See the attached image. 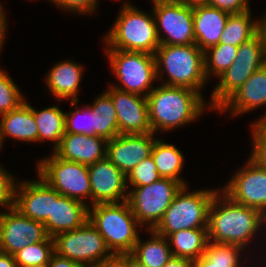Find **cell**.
Segmentation results:
<instances>
[{
    "label": "cell",
    "mask_w": 266,
    "mask_h": 267,
    "mask_svg": "<svg viewBox=\"0 0 266 267\" xmlns=\"http://www.w3.org/2000/svg\"><path fill=\"white\" fill-rule=\"evenodd\" d=\"M265 224L266 216L259 210L236 203L219 190L209 208L208 238L244 248Z\"/></svg>",
    "instance_id": "obj_1"
},
{
    "label": "cell",
    "mask_w": 266,
    "mask_h": 267,
    "mask_svg": "<svg viewBox=\"0 0 266 267\" xmlns=\"http://www.w3.org/2000/svg\"><path fill=\"white\" fill-rule=\"evenodd\" d=\"M204 100L198 91L187 87L156 86L147 95L152 132H168L193 122L209 107Z\"/></svg>",
    "instance_id": "obj_2"
},
{
    "label": "cell",
    "mask_w": 266,
    "mask_h": 267,
    "mask_svg": "<svg viewBox=\"0 0 266 267\" xmlns=\"http://www.w3.org/2000/svg\"><path fill=\"white\" fill-rule=\"evenodd\" d=\"M154 57L157 79L162 80L163 72H166L169 77L163 85L187 87L202 94L200 90L208 80L204 71V51L195 43L189 45L160 44Z\"/></svg>",
    "instance_id": "obj_3"
},
{
    "label": "cell",
    "mask_w": 266,
    "mask_h": 267,
    "mask_svg": "<svg viewBox=\"0 0 266 267\" xmlns=\"http://www.w3.org/2000/svg\"><path fill=\"white\" fill-rule=\"evenodd\" d=\"M106 49L136 51L155 54L160 46L153 12L140 11L124 2L110 31L104 36Z\"/></svg>",
    "instance_id": "obj_4"
},
{
    "label": "cell",
    "mask_w": 266,
    "mask_h": 267,
    "mask_svg": "<svg viewBox=\"0 0 266 267\" xmlns=\"http://www.w3.org/2000/svg\"><path fill=\"white\" fill-rule=\"evenodd\" d=\"M91 206V208H90ZM88 220L104 238L111 253H131L142 227L132 213L127 201L90 205Z\"/></svg>",
    "instance_id": "obj_5"
},
{
    "label": "cell",
    "mask_w": 266,
    "mask_h": 267,
    "mask_svg": "<svg viewBox=\"0 0 266 267\" xmlns=\"http://www.w3.org/2000/svg\"><path fill=\"white\" fill-rule=\"evenodd\" d=\"M183 186L175 195L162 220L153 229L157 234L168 237L183 229L208 228L209 208L219 189H202L186 192Z\"/></svg>",
    "instance_id": "obj_6"
},
{
    "label": "cell",
    "mask_w": 266,
    "mask_h": 267,
    "mask_svg": "<svg viewBox=\"0 0 266 267\" xmlns=\"http://www.w3.org/2000/svg\"><path fill=\"white\" fill-rule=\"evenodd\" d=\"M266 64V41L258 33L238 47L235 61L218 78L210 95L209 108L217 110L243 83Z\"/></svg>",
    "instance_id": "obj_7"
},
{
    "label": "cell",
    "mask_w": 266,
    "mask_h": 267,
    "mask_svg": "<svg viewBox=\"0 0 266 267\" xmlns=\"http://www.w3.org/2000/svg\"><path fill=\"white\" fill-rule=\"evenodd\" d=\"M105 53H107L112 72L121 82L120 86H111L147 97L154 88L152 83L157 79L154 55L119 49H106Z\"/></svg>",
    "instance_id": "obj_8"
},
{
    "label": "cell",
    "mask_w": 266,
    "mask_h": 267,
    "mask_svg": "<svg viewBox=\"0 0 266 267\" xmlns=\"http://www.w3.org/2000/svg\"><path fill=\"white\" fill-rule=\"evenodd\" d=\"M37 167V178H42L60 195L83 203L85 198L91 199L88 165L64 160L53 152L51 157L39 160Z\"/></svg>",
    "instance_id": "obj_9"
},
{
    "label": "cell",
    "mask_w": 266,
    "mask_h": 267,
    "mask_svg": "<svg viewBox=\"0 0 266 267\" xmlns=\"http://www.w3.org/2000/svg\"><path fill=\"white\" fill-rule=\"evenodd\" d=\"M183 185L171 178H160L150 185L131 187L127 202L140 225L153 230L162 220Z\"/></svg>",
    "instance_id": "obj_10"
},
{
    "label": "cell",
    "mask_w": 266,
    "mask_h": 267,
    "mask_svg": "<svg viewBox=\"0 0 266 267\" xmlns=\"http://www.w3.org/2000/svg\"><path fill=\"white\" fill-rule=\"evenodd\" d=\"M53 239L55 253L84 267H92L112 254L89 220L80 228L59 233Z\"/></svg>",
    "instance_id": "obj_11"
},
{
    "label": "cell",
    "mask_w": 266,
    "mask_h": 267,
    "mask_svg": "<svg viewBox=\"0 0 266 267\" xmlns=\"http://www.w3.org/2000/svg\"><path fill=\"white\" fill-rule=\"evenodd\" d=\"M152 6L160 44L189 45L195 43L192 7L175 0L155 1ZM160 31H163L165 35H162Z\"/></svg>",
    "instance_id": "obj_12"
},
{
    "label": "cell",
    "mask_w": 266,
    "mask_h": 267,
    "mask_svg": "<svg viewBox=\"0 0 266 267\" xmlns=\"http://www.w3.org/2000/svg\"><path fill=\"white\" fill-rule=\"evenodd\" d=\"M0 212V251L14 255L30 243L44 241L48 234L39 221L24 216L14 206Z\"/></svg>",
    "instance_id": "obj_13"
},
{
    "label": "cell",
    "mask_w": 266,
    "mask_h": 267,
    "mask_svg": "<svg viewBox=\"0 0 266 267\" xmlns=\"http://www.w3.org/2000/svg\"><path fill=\"white\" fill-rule=\"evenodd\" d=\"M231 200L259 210L266 216V169L249 159L221 190Z\"/></svg>",
    "instance_id": "obj_14"
},
{
    "label": "cell",
    "mask_w": 266,
    "mask_h": 267,
    "mask_svg": "<svg viewBox=\"0 0 266 267\" xmlns=\"http://www.w3.org/2000/svg\"><path fill=\"white\" fill-rule=\"evenodd\" d=\"M106 92L116 110L120 134L151 133L147 97L119 90L110 85Z\"/></svg>",
    "instance_id": "obj_15"
},
{
    "label": "cell",
    "mask_w": 266,
    "mask_h": 267,
    "mask_svg": "<svg viewBox=\"0 0 266 267\" xmlns=\"http://www.w3.org/2000/svg\"><path fill=\"white\" fill-rule=\"evenodd\" d=\"M88 169L92 205L127 201L126 192L129 189H127L126 176L107 157L88 165Z\"/></svg>",
    "instance_id": "obj_16"
},
{
    "label": "cell",
    "mask_w": 266,
    "mask_h": 267,
    "mask_svg": "<svg viewBox=\"0 0 266 267\" xmlns=\"http://www.w3.org/2000/svg\"><path fill=\"white\" fill-rule=\"evenodd\" d=\"M18 184L14 207L24 216L41 223L52 218L53 200L61 195L40 177L36 181L24 180Z\"/></svg>",
    "instance_id": "obj_17"
},
{
    "label": "cell",
    "mask_w": 266,
    "mask_h": 267,
    "mask_svg": "<svg viewBox=\"0 0 266 267\" xmlns=\"http://www.w3.org/2000/svg\"><path fill=\"white\" fill-rule=\"evenodd\" d=\"M154 133L120 134L107 140L106 157L127 176L141 160L151 156Z\"/></svg>",
    "instance_id": "obj_18"
},
{
    "label": "cell",
    "mask_w": 266,
    "mask_h": 267,
    "mask_svg": "<svg viewBox=\"0 0 266 267\" xmlns=\"http://www.w3.org/2000/svg\"><path fill=\"white\" fill-rule=\"evenodd\" d=\"M54 153L64 160L90 165L106 157L107 140L97 135L64 133Z\"/></svg>",
    "instance_id": "obj_19"
},
{
    "label": "cell",
    "mask_w": 266,
    "mask_h": 267,
    "mask_svg": "<svg viewBox=\"0 0 266 267\" xmlns=\"http://www.w3.org/2000/svg\"><path fill=\"white\" fill-rule=\"evenodd\" d=\"M264 105L266 106V64L256 70L217 111L222 113L230 110L234 117Z\"/></svg>",
    "instance_id": "obj_20"
},
{
    "label": "cell",
    "mask_w": 266,
    "mask_h": 267,
    "mask_svg": "<svg viewBox=\"0 0 266 267\" xmlns=\"http://www.w3.org/2000/svg\"><path fill=\"white\" fill-rule=\"evenodd\" d=\"M87 203L60 196L53 200L52 218H48L43 224L49 237L80 228L88 220Z\"/></svg>",
    "instance_id": "obj_21"
},
{
    "label": "cell",
    "mask_w": 266,
    "mask_h": 267,
    "mask_svg": "<svg viewBox=\"0 0 266 267\" xmlns=\"http://www.w3.org/2000/svg\"><path fill=\"white\" fill-rule=\"evenodd\" d=\"M229 15L208 5L193 8L195 44L202 51L219 43Z\"/></svg>",
    "instance_id": "obj_22"
},
{
    "label": "cell",
    "mask_w": 266,
    "mask_h": 267,
    "mask_svg": "<svg viewBox=\"0 0 266 267\" xmlns=\"http://www.w3.org/2000/svg\"><path fill=\"white\" fill-rule=\"evenodd\" d=\"M83 67L76 62L60 61L48 72L46 85L49 91L60 102L66 99L79 101L77 94L83 76Z\"/></svg>",
    "instance_id": "obj_23"
},
{
    "label": "cell",
    "mask_w": 266,
    "mask_h": 267,
    "mask_svg": "<svg viewBox=\"0 0 266 267\" xmlns=\"http://www.w3.org/2000/svg\"><path fill=\"white\" fill-rule=\"evenodd\" d=\"M0 137L2 144L7 136L18 141L38 142V128L31 105L24 101L19 107L0 115Z\"/></svg>",
    "instance_id": "obj_24"
},
{
    "label": "cell",
    "mask_w": 266,
    "mask_h": 267,
    "mask_svg": "<svg viewBox=\"0 0 266 267\" xmlns=\"http://www.w3.org/2000/svg\"><path fill=\"white\" fill-rule=\"evenodd\" d=\"M167 239L173 256L193 261L207 248L208 228L183 229L170 234Z\"/></svg>",
    "instance_id": "obj_25"
},
{
    "label": "cell",
    "mask_w": 266,
    "mask_h": 267,
    "mask_svg": "<svg viewBox=\"0 0 266 267\" xmlns=\"http://www.w3.org/2000/svg\"><path fill=\"white\" fill-rule=\"evenodd\" d=\"M147 231L151 238L143 242L139 237L130 254L145 267H164L173 256L167 237L154 230Z\"/></svg>",
    "instance_id": "obj_26"
},
{
    "label": "cell",
    "mask_w": 266,
    "mask_h": 267,
    "mask_svg": "<svg viewBox=\"0 0 266 267\" xmlns=\"http://www.w3.org/2000/svg\"><path fill=\"white\" fill-rule=\"evenodd\" d=\"M151 156L162 178H171L187 186V183L179 176L184 164V155L177 147L156 138Z\"/></svg>",
    "instance_id": "obj_27"
},
{
    "label": "cell",
    "mask_w": 266,
    "mask_h": 267,
    "mask_svg": "<svg viewBox=\"0 0 266 267\" xmlns=\"http://www.w3.org/2000/svg\"><path fill=\"white\" fill-rule=\"evenodd\" d=\"M38 128V143L44 140L54 142V150L59 146L65 133V113L58 106L36 110L31 106Z\"/></svg>",
    "instance_id": "obj_28"
},
{
    "label": "cell",
    "mask_w": 266,
    "mask_h": 267,
    "mask_svg": "<svg viewBox=\"0 0 266 267\" xmlns=\"http://www.w3.org/2000/svg\"><path fill=\"white\" fill-rule=\"evenodd\" d=\"M250 10L241 14H230L219 43L239 47L259 33L258 21L253 20Z\"/></svg>",
    "instance_id": "obj_29"
},
{
    "label": "cell",
    "mask_w": 266,
    "mask_h": 267,
    "mask_svg": "<svg viewBox=\"0 0 266 267\" xmlns=\"http://www.w3.org/2000/svg\"><path fill=\"white\" fill-rule=\"evenodd\" d=\"M238 47L218 43L204 51V71L207 80L212 75L218 77L235 61Z\"/></svg>",
    "instance_id": "obj_30"
},
{
    "label": "cell",
    "mask_w": 266,
    "mask_h": 267,
    "mask_svg": "<svg viewBox=\"0 0 266 267\" xmlns=\"http://www.w3.org/2000/svg\"><path fill=\"white\" fill-rule=\"evenodd\" d=\"M54 250L53 237H47L39 243H30L15 253L14 259L17 267H24L37 264H48Z\"/></svg>",
    "instance_id": "obj_31"
},
{
    "label": "cell",
    "mask_w": 266,
    "mask_h": 267,
    "mask_svg": "<svg viewBox=\"0 0 266 267\" xmlns=\"http://www.w3.org/2000/svg\"><path fill=\"white\" fill-rule=\"evenodd\" d=\"M77 103L78 101H71L70 104L76 111L65 113V133L96 135V113L87 105L82 110L79 109Z\"/></svg>",
    "instance_id": "obj_32"
},
{
    "label": "cell",
    "mask_w": 266,
    "mask_h": 267,
    "mask_svg": "<svg viewBox=\"0 0 266 267\" xmlns=\"http://www.w3.org/2000/svg\"><path fill=\"white\" fill-rule=\"evenodd\" d=\"M244 250L238 245L209 241L204 255L213 262L214 267H239L240 253Z\"/></svg>",
    "instance_id": "obj_33"
},
{
    "label": "cell",
    "mask_w": 266,
    "mask_h": 267,
    "mask_svg": "<svg viewBox=\"0 0 266 267\" xmlns=\"http://www.w3.org/2000/svg\"><path fill=\"white\" fill-rule=\"evenodd\" d=\"M25 98L13 82L12 78L4 70H0V115L6 114L19 107Z\"/></svg>",
    "instance_id": "obj_34"
},
{
    "label": "cell",
    "mask_w": 266,
    "mask_h": 267,
    "mask_svg": "<svg viewBox=\"0 0 266 267\" xmlns=\"http://www.w3.org/2000/svg\"><path fill=\"white\" fill-rule=\"evenodd\" d=\"M161 176L158 173L152 156L141 160L134 169L126 176V184L132 187L146 186L159 180Z\"/></svg>",
    "instance_id": "obj_35"
},
{
    "label": "cell",
    "mask_w": 266,
    "mask_h": 267,
    "mask_svg": "<svg viewBox=\"0 0 266 267\" xmlns=\"http://www.w3.org/2000/svg\"><path fill=\"white\" fill-rule=\"evenodd\" d=\"M252 151L248 158L257 167L266 169V123H252Z\"/></svg>",
    "instance_id": "obj_36"
},
{
    "label": "cell",
    "mask_w": 266,
    "mask_h": 267,
    "mask_svg": "<svg viewBox=\"0 0 266 267\" xmlns=\"http://www.w3.org/2000/svg\"><path fill=\"white\" fill-rule=\"evenodd\" d=\"M6 169L0 167V207L5 206L6 210L12 208L15 203L16 182Z\"/></svg>",
    "instance_id": "obj_37"
},
{
    "label": "cell",
    "mask_w": 266,
    "mask_h": 267,
    "mask_svg": "<svg viewBox=\"0 0 266 267\" xmlns=\"http://www.w3.org/2000/svg\"><path fill=\"white\" fill-rule=\"evenodd\" d=\"M50 2L54 3L57 8L65 9V11L76 12L82 15L92 14L95 12L98 5V0H51Z\"/></svg>",
    "instance_id": "obj_38"
},
{
    "label": "cell",
    "mask_w": 266,
    "mask_h": 267,
    "mask_svg": "<svg viewBox=\"0 0 266 267\" xmlns=\"http://www.w3.org/2000/svg\"><path fill=\"white\" fill-rule=\"evenodd\" d=\"M96 135L111 140L120 135L117 118H105L96 114Z\"/></svg>",
    "instance_id": "obj_39"
},
{
    "label": "cell",
    "mask_w": 266,
    "mask_h": 267,
    "mask_svg": "<svg viewBox=\"0 0 266 267\" xmlns=\"http://www.w3.org/2000/svg\"><path fill=\"white\" fill-rule=\"evenodd\" d=\"M93 113L105 118H117L116 110L111 100V96L105 91L96 97L92 105H89Z\"/></svg>",
    "instance_id": "obj_40"
},
{
    "label": "cell",
    "mask_w": 266,
    "mask_h": 267,
    "mask_svg": "<svg viewBox=\"0 0 266 267\" xmlns=\"http://www.w3.org/2000/svg\"><path fill=\"white\" fill-rule=\"evenodd\" d=\"M249 0H207V5L230 14H241L250 10Z\"/></svg>",
    "instance_id": "obj_41"
},
{
    "label": "cell",
    "mask_w": 266,
    "mask_h": 267,
    "mask_svg": "<svg viewBox=\"0 0 266 267\" xmlns=\"http://www.w3.org/2000/svg\"><path fill=\"white\" fill-rule=\"evenodd\" d=\"M92 267H126V254L112 253Z\"/></svg>",
    "instance_id": "obj_42"
},
{
    "label": "cell",
    "mask_w": 266,
    "mask_h": 267,
    "mask_svg": "<svg viewBox=\"0 0 266 267\" xmlns=\"http://www.w3.org/2000/svg\"><path fill=\"white\" fill-rule=\"evenodd\" d=\"M48 267H84V266L76 263L73 260L59 256L57 253L54 252L50 258Z\"/></svg>",
    "instance_id": "obj_43"
},
{
    "label": "cell",
    "mask_w": 266,
    "mask_h": 267,
    "mask_svg": "<svg viewBox=\"0 0 266 267\" xmlns=\"http://www.w3.org/2000/svg\"><path fill=\"white\" fill-rule=\"evenodd\" d=\"M191 260L172 256L164 267H191Z\"/></svg>",
    "instance_id": "obj_44"
},
{
    "label": "cell",
    "mask_w": 266,
    "mask_h": 267,
    "mask_svg": "<svg viewBox=\"0 0 266 267\" xmlns=\"http://www.w3.org/2000/svg\"><path fill=\"white\" fill-rule=\"evenodd\" d=\"M0 267H17L14 256L0 251Z\"/></svg>",
    "instance_id": "obj_45"
},
{
    "label": "cell",
    "mask_w": 266,
    "mask_h": 267,
    "mask_svg": "<svg viewBox=\"0 0 266 267\" xmlns=\"http://www.w3.org/2000/svg\"><path fill=\"white\" fill-rule=\"evenodd\" d=\"M191 267H214L211 262L204 254L199 258L195 259L191 263Z\"/></svg>",
    "instance_id": "obj_46"
},
{
    "label": "cell",
    "mask_w": 266,
    "mask_h": 267,
    "mask_svg": "<svg viewBox=\"0 0 266 267\" xmlns=\"http://www.w3.org/2000/svg\"><path fill=\"white\" fill-rule=\"evenodd\" d=\"M175 1L192 8L197 6L207 5V0H175Z\"/></svg>",
    "instance_id": "obj_47"
},
{
    "label": "cell",
    "mask_w": 266,
    "mask_h": 267,
    "mask_svg": "<svg viewBox=\"0 0 266 267\" xmlns=\"http://www.w3.org/2000/svg\"><path fill=\"white\" fill-rule=\"evenodd\" d=\"M6 19L7 18H0V52L4 44L3 42H4L6 30H7L6 28L8 26Z\"/></svg>",
    "instance_id": "obj_48"
},
{
    "label": "cell",
    "mask_w": 266,
    "mask_h": 267,
    "mask_svg": "<svg viewBox=\"0 0 266 267\" xmlns=\"http://www.w3.org/2000/svg\"><path fill=\"white\" fill-rule=\"evenodd\" d=\"M126 267H145L140 261H138L130 253L126 254Z\"/></svg>",
    "instance_id": "obj_49"
},
{
    "label": "cell",
    "mask_w": 266,
    "mask_h": 267,
    "mask_svg": "<svg viewBox=\"0 0 266 267\" xmlns=\"http://www.w3.org/2000/svg\"><path fill=\"white\" fill-rule=\"evenodd\" d=\"M259 34L266 41V13L263 15L262 19L258 20Z\"/></svg>",
    "instance_id": "obj_50"
},
{
    "label": "cell",
    "mask_w": 266,
    "mask_h": 267,
    "mask_svg": "<svg viewBox=\"0 0 266 267\" xmlns=\"http://www.w3.org/2000/svg\"><path fill=\"white\" fill-rule=\"evenodd\" d=\"M6 13L4 9L2 8V4L0 3V18H6Z\"/></svg>",
    "instance_id": "obj_51"
},
{
    "label": "cell",
    "mask_w": 266,
    "mask_h": 267,
    "mask_svg": "<svg viewBox=\"0 0 266 267\" xmlns=\"http://www.w3.org/2000/svg\"><path fill=\"white\" fill-rule=\"evenodd\" d=\"M262 116L258 121H256V123H266V113L264 115H262Z\"/></svg>",
    "instance_id": "obj_52"
},
{
    "label": "cell",
    "mask_w": 266,
    "mask_h": 267,
    "mask_svg": "<svg viewBox=\"0 0 266 267\" xmlns=\"http://www.w3.org/2000/svg\"><path fill=\"white\" fill-rule=\"evenodd\" d=\"M24 267H48V264H37V265H29Z\"/></svg>",
    "instance_id": "obj_53"
},
{
    "label": "cell",
    "mask_w": 266,
    "mask_h": 267,
    "mask_svg": "<svg viewBox=\"0 0 266 267\" xmlns=\"http://www.w3.org/2000/svg\"><path fill=\"white\" fill-rule=\"evenodd\" d=\"M2 148V141H1V137H0V149Z\"/></svg>",
    "instance_id": "obj_54"
},
{
    "label": "cell",
    "mask_w": 266,
    "mask_h": 267,
    "mask_svg": "<svg viewBox=\"0 0 266 267\" xmlns=\"http://www.w3.org/2000/svg\"><path fill=\"white\" fill-rule=\"evenodd\" d=\"M155 1H167V0H152V2H155Z\"/></svg>",
    "instance_id": "obj_55"
}]
</instances>
